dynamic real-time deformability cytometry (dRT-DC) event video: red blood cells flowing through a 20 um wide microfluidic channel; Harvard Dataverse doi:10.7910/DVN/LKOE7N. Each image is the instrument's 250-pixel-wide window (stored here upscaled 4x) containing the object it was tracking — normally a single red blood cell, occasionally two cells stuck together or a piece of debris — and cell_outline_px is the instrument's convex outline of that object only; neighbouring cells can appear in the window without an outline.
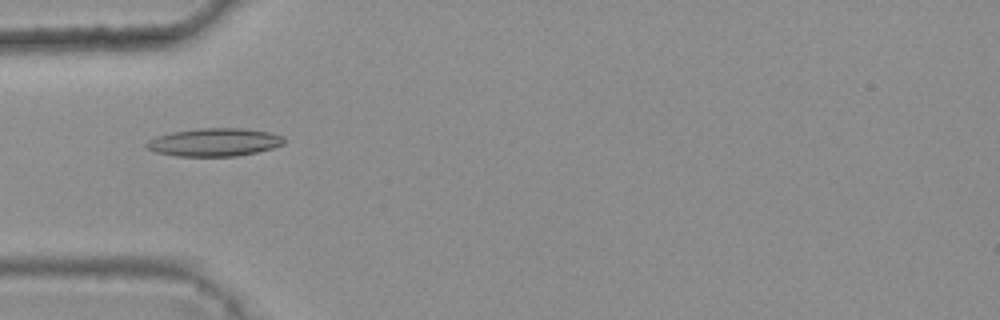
{"species": "common noctule bat (a hibernating species)", "species_latin": "Nyctalus noctula", "temperature_condition": "warm", "stored_images_in_passage": 7, "camera_frame_rate_fps": 3000, "um_per_image_px": 0.085, "animal": {"sex": "female", "body_mass_g": 25.1}, "frame": {"image": 1, "passage_image": 4, "time_ms": 1.0, "image_size_px": [1000, 320], "cell_outline_px": [[284, 144], [272, 148], [256, 152], [236, 156], [176, 156], [156, 152], [148, 148], [144, 144], [148, 140], [156, 136], [172, 132], [200, 128], [244, 128], [268, 132], [284, 136]], "centroid_in_image_um": [18.22, 12.08], "position_along_channel_um": 66.8, "area_um2": 22.43}}
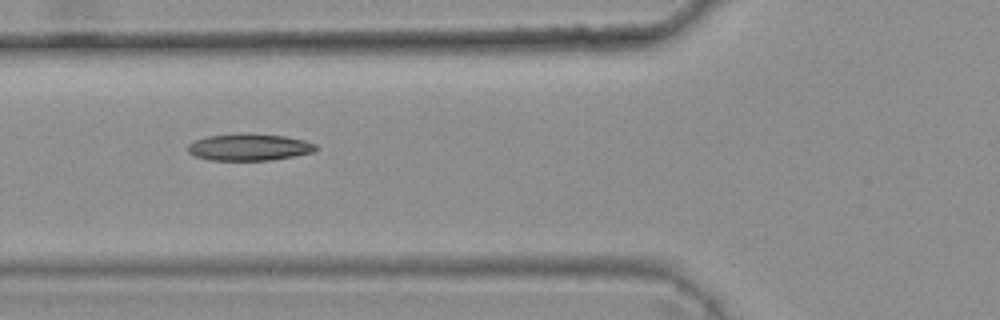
{"frame": {"image": 2, "passage_image": 5, "time_ms": 1.333, "image_size_px": [1000, 320], "cell_outline_px": [[320, 148], [316, 152], [272, 160], [208, 160], [196, 156], [188, 152], [188, 144], [196, 140], [208, 136], [240, 132], [284, 136], [304, 140], [316, 144]], "centroid_in_image_um": [21.22, 12.5], "position_along_channel_um": 104.6, "area_um2": 20.29}}
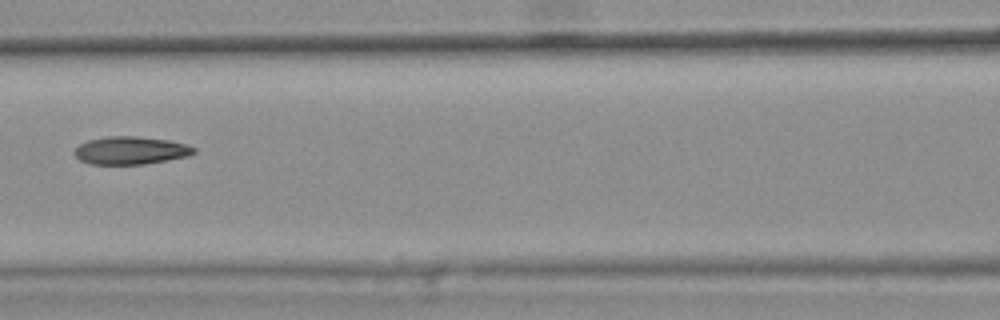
{"frame": {"image": 3, "passage_image": 6, "time_ms": 1.667, "image_size_px": [1000, 320], "cell_outline_px": [[196, 152], [188, 156], [144, 164], [88, 164], [80, 160], [72, 152], [80, 144], [88, 140], [108, 136], [136, 136], [168, 140], [184, 144], [196, 148]], "centroid_in_image_um": [11.08, 12.79], "position_along_channel_um": 155.5, "area_um2": 19.31}}